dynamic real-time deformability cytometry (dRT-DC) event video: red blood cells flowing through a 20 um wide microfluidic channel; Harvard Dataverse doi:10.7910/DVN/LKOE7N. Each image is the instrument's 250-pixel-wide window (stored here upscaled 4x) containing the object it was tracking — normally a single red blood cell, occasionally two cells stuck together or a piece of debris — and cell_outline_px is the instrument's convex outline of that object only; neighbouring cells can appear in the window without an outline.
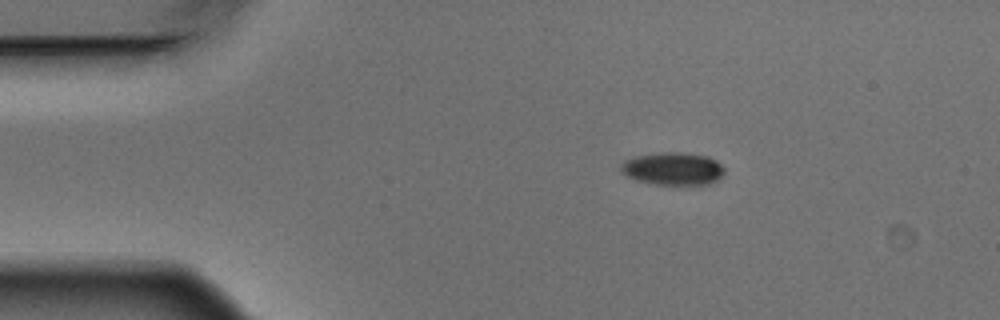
{"species": "Egyptian fruit bat (a non-hibernating species)", "species_latin": "Rousettus aegyptiacus", "temperature_condition": "warm", "stored_images_in_passage": 4, "camera_frame_rate_fps": 3000, "um_per_image_px": 0.085, "animal": {"sex": "male"}, "frame": {"image": 1, "passage_image": 2, "time_ms": 0.333, "image_size_px": [1000, 320], "cell_outline_px": [[724, 172], [716, 180], [708, 184], [656, 184], [636, 180], [620, 172], [620, 164], [624, 160], [636, 156], [660, 152], [688, 152], [708, 156], [716, 160], [724, 168]], "centroid_in_image_um": [57.18, 14.32], "position_along_channel_um": 27.8, "area_um2": 19.77}}
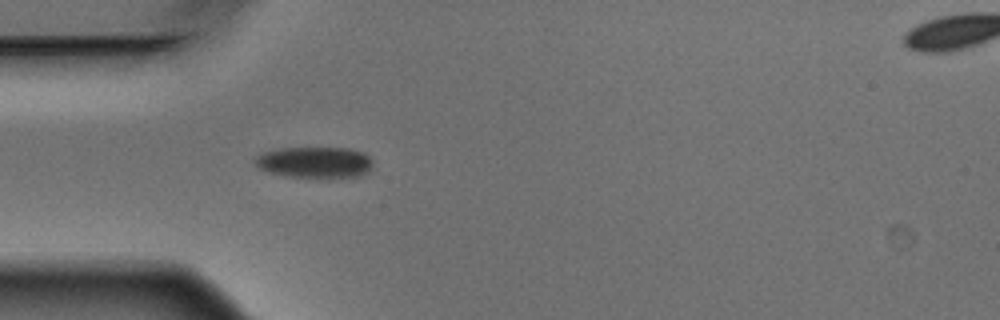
{"frame": {"image": 2, "passage_image": 4, "time_ms": 1.0, "image_size_px": [1000, 320], "cell_outline_px": [[372, 168], [368, 172], [356, 176], [288, 176], [268, 172], [260, 168], [252, 160], [256, 156], [264, 152], [280, 148], [352, 148], [364, 152], [372, 160]], "centroid_in_image_um": [26.75, 13.77], "position_along_channel_um": 58.2, "area_um2": 21.1}}